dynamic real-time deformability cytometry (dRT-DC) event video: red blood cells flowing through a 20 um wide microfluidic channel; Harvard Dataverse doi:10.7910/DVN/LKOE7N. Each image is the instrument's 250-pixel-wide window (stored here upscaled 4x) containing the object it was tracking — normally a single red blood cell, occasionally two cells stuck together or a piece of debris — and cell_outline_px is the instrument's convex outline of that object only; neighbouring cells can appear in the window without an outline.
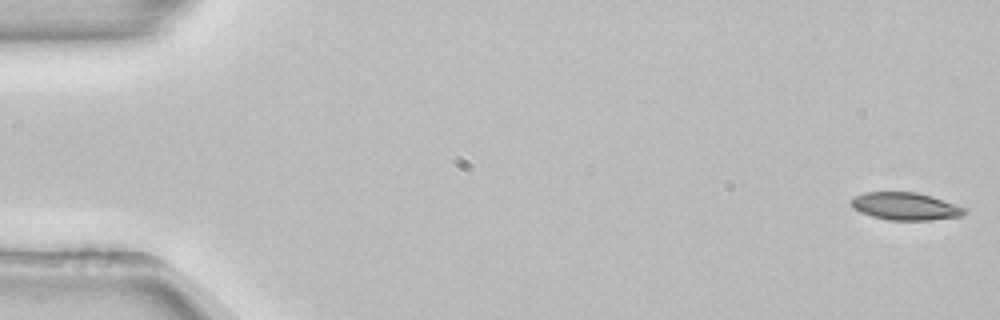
{"species": "common noctule bat (a hibernating species)", "species_latin": "Nyctalus noctula", "temperature_condition": "room temperature", "stored_images_in_passage": 53, "camera_frame_rate_fps": 3000, "um_per_image_px": 0.085, "animal": {"sex": "female", "body_mass_g": 22.7, "forearm_length_mm": 54.2}, "frame": {"image": 1, "passage_image": 1, "time_ms": 0.0, "image_size_px": [1000, 320], "cell_outline_px": [[968, 212], [960, 216], [932, 220], [888, 220], [872, 216], [860, 212], [852, 208], [852, 200], [856, 196], [864, 192], [916, 192], [932, 196], [968, 208]], "centroid_in_image_um": [77.0, 17.54], "position_along_channel_um": 8.0, "area_um2": 18.26}}
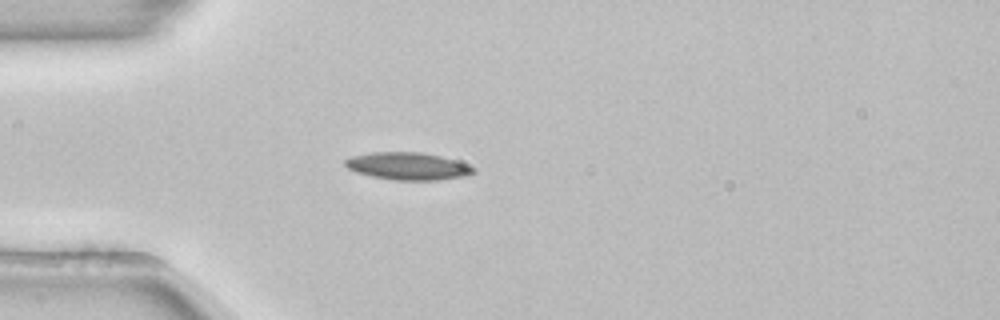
{"frame": {"image": 2, "passage_image": 15, "time_ms": 4.667, "image_size_px": [1000, 320], "cell_outline_px": [[476, 172], [468, 176], [440, 180], [392, 180], [372, 176], [356, 172], [348, 168], [344, 164], [344, 160], [352, 156], [372, 152], [420, 152], [440, 156], [476, 168]], "centroid_in_image_um": [34.66, 14.13], "position_along_channel_um": 50.3, "area_um2": 20.46}}
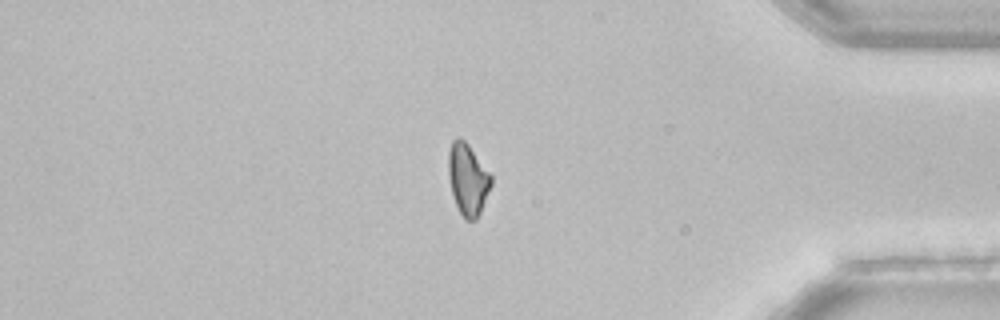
{"frame": {"image": 3, "passage_image": 45, "time_ms": 14.667, "image_size_px": [1000, 320], "cell_outline_px": [[492, 184], [480, 212], [476, 220], [464, 220], [452, 196], [448, 176], [448, 152], [452, 140], [456, 136], [460, 136], [468, 144], [492, 176]], "centroid_in_image_um": [39.74, 15.22], "position_along_channel_um": 395.5, "area_um2": 17.92}}